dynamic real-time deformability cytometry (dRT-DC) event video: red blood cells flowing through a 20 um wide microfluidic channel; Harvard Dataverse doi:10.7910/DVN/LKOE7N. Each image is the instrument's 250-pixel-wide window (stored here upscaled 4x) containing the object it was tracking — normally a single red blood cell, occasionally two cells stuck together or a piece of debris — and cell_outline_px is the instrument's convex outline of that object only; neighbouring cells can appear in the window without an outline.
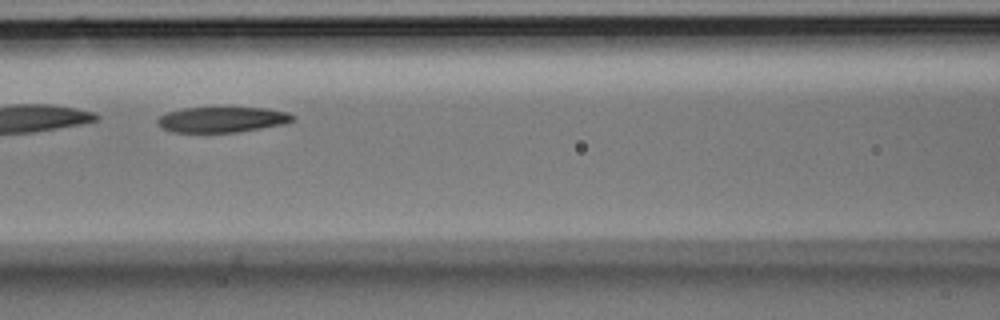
{"species": "Egyptian fruit bat (a non-hibernating species)", "species_latin": "Rousettus aegyptiacus", "temperature_condition": "room temperature", "stored_images_in_passage": 35, "camera_frame_rate_fps": 3000, "um_per_image_px": 0.085, "animal": {"sex": "male"}, "frame": {"image": 1, "passage_image": 11, "time_ms": 3.333, "image_size_px": [1000, 320], "cell_outline_px": [[296, 120], [284, 124], [236, 132], [172, 132], [160, 128], [156, 120], [160, 116], [168, 112], [184, 108], [228, 104], [268, 108], [288, 112], [296, 116]], "centroid_in_image_um": [18.92, 10.1], "position_along_channel_um": 147.7, "area_um2": 21.33}}
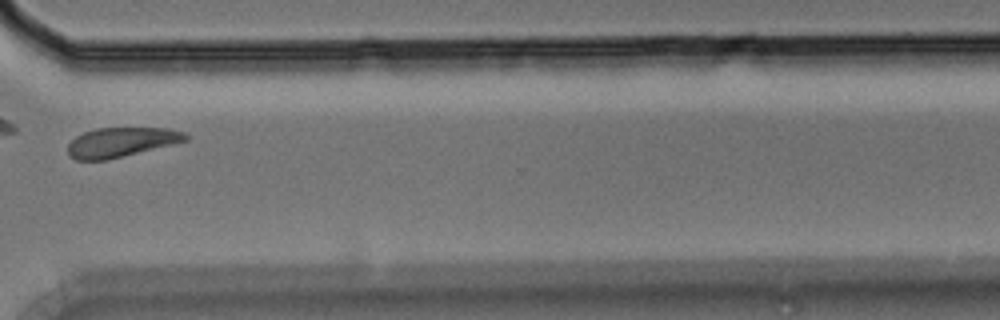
{"frame": {"image": 2, "passage_image": 25, "time_ms": 8.0, "image_size_px": [1000, 320], "cell_outline_px": [[188, 140], [176, 144], [108, 160], [76, 160], [68, 156], [68, 144], [76, 136], [84, 132], [96, 128], [168, 128], [184, 132], [188, 136]], "centroid_in_image_um": [10.31, 12.09], "position_along_channel_um": 360.3, "area_um2": 20.52}}